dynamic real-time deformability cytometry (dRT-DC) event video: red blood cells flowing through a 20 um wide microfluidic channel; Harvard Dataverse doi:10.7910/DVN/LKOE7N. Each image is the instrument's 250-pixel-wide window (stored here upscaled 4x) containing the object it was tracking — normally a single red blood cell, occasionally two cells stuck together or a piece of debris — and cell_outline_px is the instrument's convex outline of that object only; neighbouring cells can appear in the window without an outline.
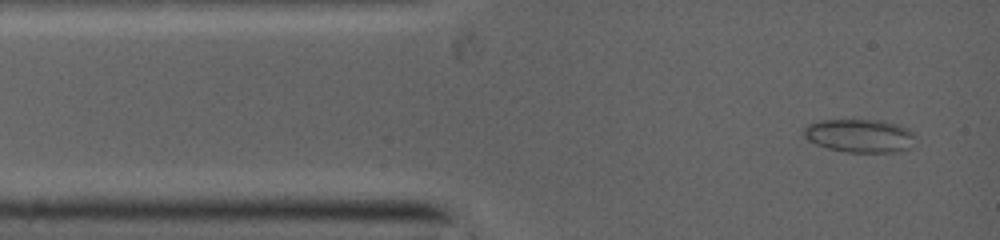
{"species": "common noctule bat (a hibernating species)", "species_latin": "Nyctalus noctula", "temperature_condition": "warm", "stored_images_in_passage": 48, "camera_frame_rate_fps": 5000, "um_per_image_px": 0.085, "animal": {"sex": "female", "body_mass_g": 19.0, "forearm_length_mm": 53.3}, "frame": {"image": 1, "passage_image": 2, "time_ms": 0.4, "image_size_px": [1000, 240], "cell_outline_px": [[912, 136], [896, 148], [884, 152], [848, 152], [828, 148], [816, 144], [808, 140], [804, 132], [804, 128], [808, 124], [824, 120], [876, 120], [892, 124], [904, 128], [912, 132]], "centroid_in_image_um": [72.84, 11.5], "position_along_channel_um": 12.2, "area_um2": 20.06}}
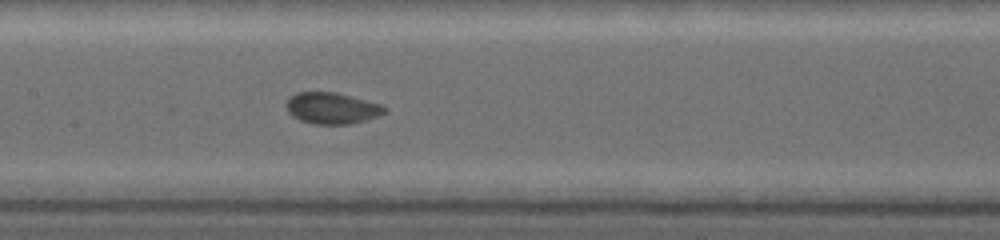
{"frame": {"image": 2, "passage_image": 22, "time_ms": 5.2, "image_size_px": [1000, 240], "cell_outline_px": [[384, 112], [376, 116], [364, 120], [348, 124], [316, 124], [300, 120], [292, 116], [288, 112], [288, 100], [296, 92], [332, 92], [380, 104], [384, 108]], "centroid_in_image_um": [28.16, 9.2], "position_along_channel_um": 179.2, "area_um2": 17.28}}
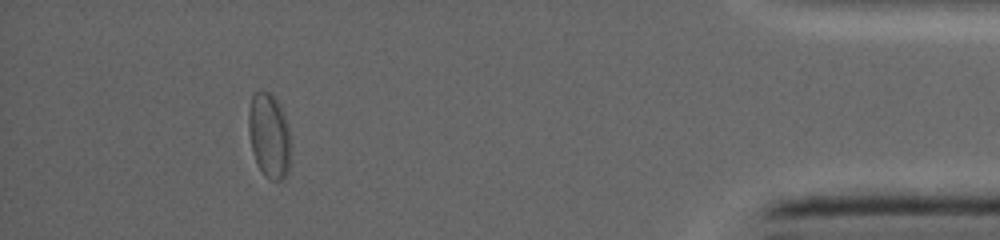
{"frame": {"image": 3, "passage_image": 40, "time_ms": 12.0, "image_size_px": [1000, 240], "cell_outline_px": [[288, 168], [284, 176], [280, 180], [272, 180], [264, 176], [256, 160], [252, 148], [248, 128], [248, 116], [252, 96], [256, 92], [268, 92], [276, 100], [280, 108], [284, 120], [288, 136]], "centroid_in_image_um": [22.82, 11.54], "position_along_channel_um": 412.4, "area_um2": 19.65}}